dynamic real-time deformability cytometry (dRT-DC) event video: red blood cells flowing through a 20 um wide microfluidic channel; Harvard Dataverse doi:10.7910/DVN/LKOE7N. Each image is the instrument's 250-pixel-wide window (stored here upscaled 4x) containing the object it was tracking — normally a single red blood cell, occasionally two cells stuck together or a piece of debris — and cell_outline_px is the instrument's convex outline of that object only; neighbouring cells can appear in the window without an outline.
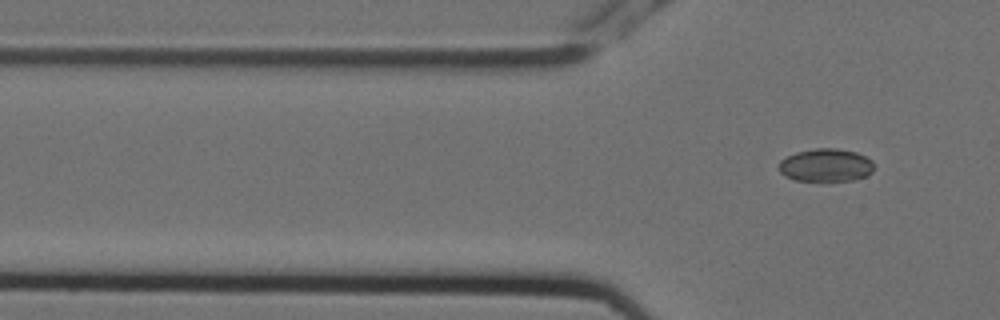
{"species": "Egyptian fruit bat (a non-hibernating species)", "species_latin": "Rousettus aegyptiacus", "temperature_condition": "cold", "stored_images_in_passage": 8, "camera_frame_rate_fps": 3000, "um_per_image_px": 0.085, "animal": {"sex": "female"}, "frame": {"image": 1, "passage_image": 8, "time_ms": 2.333, "image_size_px": [1000, 320], "cell_outline_px": [[872, 172], [864, 176], [852, 180], [796, 180], [784, 176], [780, 172], [780, 160], [796, 152], [816, 148], [836, 148], [856, 152], [872, 160]], "centroid_in_image_um": [70.18, 14.03], "position_along_channel_um": 55.6, "area_um2": 17.98}}